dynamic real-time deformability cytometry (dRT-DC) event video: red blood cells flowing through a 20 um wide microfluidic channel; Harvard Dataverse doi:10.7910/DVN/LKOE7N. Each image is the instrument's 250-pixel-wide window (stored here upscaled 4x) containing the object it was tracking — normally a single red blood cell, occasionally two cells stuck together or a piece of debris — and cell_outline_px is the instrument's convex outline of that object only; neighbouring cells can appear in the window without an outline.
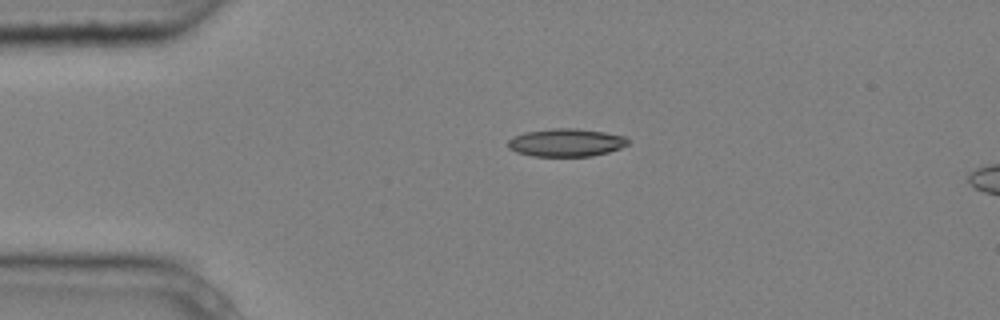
{"species": "common noctule bat (a hibernating species)", "species_latin": "Nyctalus noctula", "temperature_condition": "cold", "stored_images_in_passage": 3, "camera_frame_rate_fps": 3000, "um_per_image_px": 0.085, "animal": {"sex": "male", "body_mass_g": 20.4}, "frame": {"image": 1, "passage_image": 1, "time_ms": 0.0, "image_size_px": [1000, 320], "cell_outline_px": [[628, 144], [620, 148], [608, 152], [592, 156], [532, 156], [516, 152], [508, 148], [508, 140], [512, 136], [524, 132], [552, 128], [576, 128], [604, 132], [624, 136], [628, 140]], "centroid_in_image_um": [48.08, 12.11], "position_along_channel_um": 36.9, "area_um2": 19.59}}